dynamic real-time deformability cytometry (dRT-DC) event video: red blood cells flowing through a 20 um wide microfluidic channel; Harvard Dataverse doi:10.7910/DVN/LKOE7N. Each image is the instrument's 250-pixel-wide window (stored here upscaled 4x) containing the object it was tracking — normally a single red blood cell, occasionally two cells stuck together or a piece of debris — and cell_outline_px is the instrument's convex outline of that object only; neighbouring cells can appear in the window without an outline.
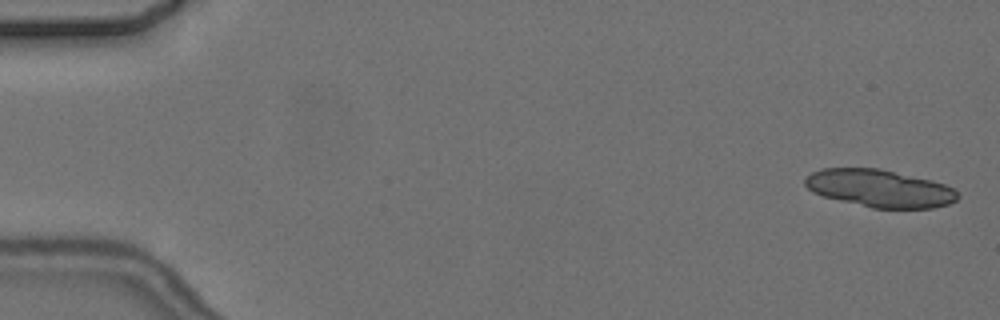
{"species": "common noctule bat (a hibernating species)", "species_latin": "Nyctalus noctula", "temperature_condition": "cold", "stored_images_in_passage": 5, "camera_frame_rate_fps": 3000, "um_per_image_px": 0.085, "animal": {"sex": "female", "body_mass_g": 24.6, "forearm_length_mm": 56.2}, "frame": {"image": 1, "passage_image": 1, "time_ms": 0.0, "image_size_px": [1000, 320], "cell_outline_px": [[960, 196], [956, 200], [948, 204], [932, 208], [872, 208], [824, 196], [812, 192], [804, 184], [804, 180], [812, 172], [820, 168], [880, 168], [932, 180], [944, 184], [952, 188]], "centroid_in_image_um": [74.76, 16.0], "position_along_channel_um": 10.2, "area_um2": 33.29}}